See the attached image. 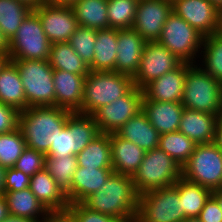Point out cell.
<instances>
[{"instance_id": "19", "label": "cell", "mask_w": 222, "mask_h": 222, "mask_svg": "<svg viewBox=\"0 0 222 222\" xmlns=\"http://www.w3.org/2000/svg\"><path fill=\"white\" fill-rule=\"evenodd\" d=\"M85 78L86 76L63 70H54L55 106L71 112H78L83 101Z\"/></svg>"}, {"instance_id": "43", "label": "cell", "mask_w": 222, "mask_h": 222, "mask_svg": "<svg viewBox=\"0 0 222 222\" xmlns=\"http://www.w3.org/2000/svg\"><path fill=\"white\" fill-rule=\"evenodd\" d=\"M20 112L0 102V134L18 128Z\"/></svg>"}, {"instance_id": "20", "label": "cell", "mask_w": 222, "mask_h": 222, "mask_svg": "<svg viewBox=\"0 0 222 222\" xmlns=\"http://www.w3.org/2000/svg\"><path fill=\"white\" fill-rule=\"evenodd\" d=\"M217 120V115L184 108L178 131L196 144L213 143Z\"/></svg>"}, {"instance_id": "51", "label": "cell", "mask_w": 222, "mask_h": 222, "mask_svg": "<svg viewBox=\"0 0 222 222\" xmlns=\"http://www.w3.org/2000/svg\"><path fill=\"white\" fill-rule=\"evenodd\" d=\"M17 1H21V2L25 3L26 5H28L32 9H35L36 7H38L39 5L42 4L41 0H17Z\"/></svg>"}, {"instance_id": "57", "label": "cell", "mask_w": 222, "mask_h": 222, "mask_svg": "<svg viewBox=\"0 0 222 222\" xmlns=\"http://www.w3.org/2000/svg\"><path fill=\"white\" fill-rule=\"evenodd\" d=\"M220 33H222V14H221V22H220Z\"/></svg>"}, {"instance_id": "6", "label": "cell", "mask_w": 222, "mask_h": 222, "mask_svg": "<svg viewBox=\"0 0 222 222\" xmlns=\"http://www.w3.org/2000/svg\"><path fill=\"white\" fill-rule=\"evenodd\" d=\"M19 70L27 108L55 106L53 71L48 60H12Z\"/></svg>"}, {"instance_id": "46", "label": "cell", "mask_w": 222, "mask_h": 222, "mask_svg": "<svg viewBox=\"0 0 222 222\" xmlns=\"http://www.w3.org/2000/svg\"><path fill=\"white\" fill-rule=\"evenodd\" d=\"M219 149L222 150V115L218 117L215 129V138L213 142Z\"/></svg>"}, {"instance_id": "14", "label": "cell", "mask_w": 222, "mask_h": 222, "mask_svg": "<svg viewBox=\"0 0 222 222\" xmlns=\"http://www.w3.org/2000/svg\"><path fill=\"white\" fill-rule=\"evenodd\" d=\"M172 11L203 36L220 31L222 11L210 0H172Z\"/></svg>"}, {"instance_id": "25", "label": "cell", "mask_w": 222, "mask_h": 222, "mask_svg": "<svg viewBox=\"0 0 222 222\" xmlns=\"http://www.w3.org/2000/svg\"><path fill=\"white\" fill-rule=\"evenodd\" d=\"M0 102L22 112L27 109L19 70L12 60L0 71Z\"/></svg>"}, {"instance_id": "9", "label": "cell", "mask_w": 222, "mask_h": 222, "mask_svg": "<svg viewBox=\"0 0 222 222\" xmlns=\"http://www.w3.org/2000/svg\"><path fill=\"white\" fill-rule=\"evenodd\" d=\"M185 219L179 193L174 185L139 195L135 222H183Z\"/></svg>"}, {"instance_id": "13", "label": "cell", "mask_w": 222, "mask_h": 222, "mask_svg": "<svg viewBox=\"0 0 222 222\" xmlns=\"http://www.w3.org/2000/svg\"><path fill=\"white\" fill-rule=\"evenodd\" d=\"M182 61L157 41L146 42L136 74L134 86L143 89L151 81L177 68Z\"/></svg>"}, {"instance_id": "53", "label": "cell", "mask_w": 222, "mask_h": 222, "mask_svg": "<svg viewBox=\"0 0 222 222\" xmlns=\"http://www.w3.org/2000/svg\"><path fill=\"white\" fill-rule=\"evenodd\" d=\"M212 196L218 201L219 207L222 211V190L213 191Z\"/></svg>"}, {"instance_id": "1", "label": "cell", "mask_w": 222, "mask_h": 222, "mask_svg": "<svg viewBox=\"0 0 222 222\" xmlns=\"http://www.w3.org/2000/svg\"><path fill=\"white\" fill-rule=\"evenodd\" d=\"M139 194L132 176L113 172L105 184L82 203L93 211L107 214L123 222H135Z\"/></svg>"}, {"instance_id": "55", "label": "cell", "mask_w": 222, "mask_h": 222, "mask_svg": "<svg viewBox=\"0 0 222 222\" xmlns=\"http://www.w3.org/2000/svg\"><path fill=\"white\" fill-rule=\"evenodd\" d=\"M222 11V0H210Z\"/></svg>"}, {"instance_id": "18", "label": "cell", "mask_w": 222, "mask_h": 222, "mask_svg": "<svg viewBox=\"0 0 222 222\" xmlns=\"http://www.w3.org/2000/svg\"><path fill=\"white\" fill-rule=\"evenodd\" d=\"M146 41L132 28L118 29L116 72L133 77L141 61Z\"/></svg>"}, {"instance_id": "41", "label": "cell", "mask_w": 222, "mask_h": 222, "mask_svg": "<svg viewBox=\"0 0 222 222\" xmlns=\"http://www.w3.org/2000/svg\"><path fill=\"white\" fill-rule=\"evenodd\" d=\"M76 222H123L115 217L93 211L83 203H72L67 208Z\"/></svg>"}, {"instance_id": "21", "label": "cell", "mask_w": 222, "mask_h": 222, "mask_svg": "<svg viewBox=\"0 0 222 222\" xmlns=\"http://www.w3.org/2000/svg\"><path fill=\"white\" fill-rule=\"evenodd\" d=\"M29 188L48 211L66 210L70 204L66 193L45 168L31 176Z\"/></svg>"}, {"instance_id": "37", "label": "cell", "mask_w": 222, "mask_h": 222, "mask_svg": "<svg viewBox=\"0 0 222 222\" xmlns=\"http://www.w3.org/2000/svg\"><path fill=\"white\" fill-rule=\"evenodd\" d=\"M139 0H108L107 15L109 27L113 29L132 28Z\"/></svg>"}, {"instance_id": "22", "label": "cell", "mask_w": 222, "mask_h": 222, "mask_svg": "<svg viewBox=\"0 0 222 222\" xmlns=\"http://www.w3.org/2000/svg\"><path fill=\"white\" fill-rule=\"evenodd\" d=\"M183 110L182 103L177 102H142V111L160 135L178 131Z\"/></svg>"}, {"instance_id": "34", "label": "cell", "mask_w": 222, "mask_h": 222, "mask_svg": "<svg viewBox=\"0 0 222 222\" xmlns=\"http://www.w3.org/2000/svg\"><path fill=\"white\" fill-rule=\"evenodd\" d=\"M200 65L211 77L222 83V33L204 36Z\"/></svg>"}, {"instance_id": "7", "label": "cell", "mask_w": 222, "mask_h": 222, "mask_svg": "<svg viewBox=\"0 0 222 222\" xmlns=\"http://www.w3.org/2000/svg\"><path fill=\"white\" fill-rule=\"evenodd\" d=\"M204 36L173 11L164 23L158 43L180 61L196 64L200 58Z\"/></svg>"}, {"instance_id": "4", "label": "cell", "mask_w": 222, "mask_h": 222, "mask_svg": "<svg viewBox=\"0 0 222 222\" xmlns=\"http://www.w3.org/2000/svg\"><path fill=\"white\" fill-rule=\"evenodd\" d=\"M181 103L184 108L219 117L222 115V83L208 75L198 63H187Z\"/></svg>"}, {"instance_id": "11", "label": "cell", "mask_w": 222, "mask_h": 222, "mask_svg": "<svg viewBox=\"0 0 222 222\" xmlns=\"http://www.w3.org/2000/svg\"><path fill=\"white\" fill-rule=\"evenodd\" d=\"M50 45L38 15L32 10L9 41V59L48 60Z\"/></svg>"}, {"instance_id": "5", "label": "cell", "mask_w": 222, "mask_h": 222, "mask_svg": "<svg viewBox=\"0 0 222 222\" xmlns=\"http://www.w3.org/2000/svg\"><path fill=\"white\" fill-rule=\"evenodd\" d=\"M182 176V167L159 147L145 152L142 163L132 176L139 195L162 187L173 186Z\"/></svg>"}, {"instance_id": "8", "label": "cell", "mask_w": 222, "mask_h": 222, "mask_svg": "<svg viewBox=\"0 0 222 222\" xmlns=\"http://www.w3.org/2000/svg\"><path fill=\"white\" fill-rule=\"evenodd\" d=\"M182 177L213 191L222 189V150L214 143L196 144L182 166Z\"/></svg>"}, {"instance_id": "27", "label": "cell", "mask_w": 222, "mask_h": 222, "mask_svg": "<svg viewBox=\"0 0 222 222\" xmlns=\"http://www.w3.org/2000/svg\"><path fill=\"white\" fill-rule=\"evenodd\" d=\"M112 168H87L76 169L72 183V203H82L88 196L96 192L101 184L113 173Z\"/></svg>"}, {"instance_id": "31", "label": "cell", "mask_w": 222, "mask_h": 222, "mask_svg": "<svg viewBox=\"0 0 222 222\" xmlns=\"http://www.w3.org/2000/svg\"><path fill=\"white\" fill-rule=\"evenodd\" d=\"M179 193L181 208L186 218H198L212 191L197 183L186 180L182 176L174 184Z\"/></svg>"}, {"instance_id": "2", "label": "cell", "mask_w": 222, "mask_h": 222, "mask_svg": "<svg viewBox=\"0 0 222 222\" xmlns=\"http://www.w3.org/2000/svg\"><path fill=\"white\" fill-rule=\"evenodd\" d=\"M72 113L56 106L28 107L20 112L18 128L26 147L46 154Z\"/></svg>"}, {"instance_id": "39", "label": "cell", "mask_w": 222, "mask_h": 222, "mask_svg": "<svg viewBox=\"0 0 222 222\" xmlns=\"http://www.w3.org/2000/svg\"><path fill=\"white\" fill-rule=\"evenodd\" d=\"M96 36V29L79 26L69 40L72 48L88 66L92 64L94 58Z\"/></svg>"}, {"instance_id": "26", "label": "cell", "mask_w": 222, "mask_h": 222, "mask_svg": "<svg viewBox=\"0 0 222 222\" xmlns=\"http://www.w3.org/2000/svg\"><path fill=\"white\" fill-rule=\"evenodd\" d=\"M9 215L41 222L49 212L36 198L30 188L20 191L3 192Z\"/></svg>"}, {"instance_id": "44", "label": "cell", "mask_w": 222, "mask_h": 222, "mask_svg": "<svg viewBox=\"0 0 222 222\" xmlns=\"http://www.w3.org/2000/svg\"><path fill=\"white\" fill-rule=\"evenodd\" d=\"M198 219L201 222H222V211L218 201L212 195L206 201Z\"/></svg>"}, {"instance_id": "12", "label": "cell", "mask_w": 222, "mask_h": 222, "mask_svg": "<svg viewBox=\"0 0 222 222\" xmlns=\"http://www.w3.org/2000/svg\"><path fill=\"white\" fill-rule=\"evenodd\" d=\"M143 90L133 86L124 96L98 109L92 116L100 133H116L130 118L142 111Z\"/></svg>"}, {"instance_id": "30", "label": "cell", "mask_w": 222, "mask_h": 222, "mask_svg": "<svg viewBox=\"0 0 222 222\" xmlns=\"http://www.w3.org/2000/svg\"><path fill=\"white\" fill-rule=\"evenodd\" d=\"M79 167L112 168L110 134L100 133L76 155Z\"/></svg>"}, {"instance_id": "56", "label": "cell", "mask_w": 222, "mask_h": 222, "mask_svg": "<svg viewBox=\"0 0 222 222\" xmlns=\"http://www.w3.org/2000/svg\"><path fill=\"white\" fill-rule=\"evenodd\" d=\"M183 222H201L198 218H186Z\"/></svg>"}, {"instance_id": "42", "label": "cell", "mask_w": 222, "mask_h": 222, "mask_svg": "<svg viewBox=\"0 0 222 222\" xmlns=\"http://www.w3.org/2000/svg\"><path fill=\"white\" fill-rule=\"evenodd\" d=\"M30 176L19 169L7 168L5 170L3 192L20 191L30 186Z\"/></svg>"}, {"instance_id": "24", "label": "cell", "mask_w": 222, "mask_h": 222, "mask_svg": "<svg viewBox=\"0 0 222 222\" xmlns=\"http://www.w3.org/2000/svg\"><path fill=\"white\" fill-rule=\"evenodd\" d=\"M116 134L146 152L157 148L160 138L159 132L151 125L143 111L130 118Z\"/></svg>"}, {"instance_id": "3", "label": "cell", "mask_w": 222, "mask_h": 222, "mask_svg": "<svg viewBox=\"0 0 222 222\" xmlns=\"http://www.w3.org/2000/svg\"><path fill=\"white\" fill-rule=\"evenodd\" d=\"M133 86V78L127 74L90 71L84 81L83 101L77 113L93 115L101 107L124 96Z\"/></svg>"}, {"instance_id": "48", "label": "cell", "mask_w": 222, "mask_h": 222, "mask_svg": "<svg viewBox=\"0 0 222 222\" xmlns=\"http://www.w3.org/2000/svg\"><path fill=\"white\" fill-rule=\"evenodd\" d=\"M0 52L9 55V41L4 37L1 29H0Z\"/></svg>"}, {"instance_id": "29", "label": "cell", "mask_w": 222, "mask_h": 222, "mask_svg": "<svg viewBox=\"0 0 222 222\" xmlns=\"http://www.w3.org/2000/svg\"><path fill=\"white\" fill-rule=\"evenodd\" d=\"M48 62L54 70H63L81 76H87L90 72L89 66L69 42L52 43Z\"/></svg>"}, {"instance_id": "40", "label": "cell", "mask_w": 222, "mask_h": 222, "mask_svg": "<svg viewBox=\"0 0 222 222\" xmlns=\"http://www.w3.org/2000/svg\"><path fill=\"white\" fill-rule=\"evenodd\" d=\"M45 154L26 147L22 155L17 159L14 164L15 169L21 170L28 176H33L36 172L44 169Z\"/></svg>"}, {"instance_id": "15", "label": "cell", "mask_w": 222, "mask_h": 222, "mask_svg": "<svg viewBox=\"0 0 222 222\" xmlns=\"http://www.w3.org/2000/svg\"><path fill=\"white\" fill-rule=\"evenodd\" d=\"M33 11L38 15L49 42H69L79 27L71 5L41 4Z\"/></svg>"}, {"instance_id": "50", "label": "cell", "mask_w": 222, "mask_h": 222, "mask_svg": "<svg viewBox=\"0 0 222 222\" xmlns=\"http://www.w3.org/2000/svg\"><path fill=\"white\" fill-rule=\"evenodd\" d=\"M3 222H38L34 220L25 219L18 216L9 215Z\"/></svg>"}, {"instance_id": "28", "label": "cell", "mask_w": 222, "mask_h": 222, "mask_svg": "<svg viewBox=\"0 0 222 222\" xmlns=\"http://www.w3.org/2000/svg\"><path fill=\"white\" fill-rule=\"evenodd\" d=\"M118 29L97 30L90 71H116Z\"/></svg>"}, {"instance_id": "23", "label": "cell", "mask_w": 222, "mask_h": 222, "mask_svg": "<svg viewBox=\"0 0 222 222\" xmlns=\"http://www.w3.org/2000/svg\"><path fill=\"white\" fill-rule=\"evenodd\" d=\"M110 145L113 171L133 176L142 163L146 151L133 142L122 139L116 133L110 134Z\"/></svg>"}, {"instance_id": "33", "label": "cell", "mask_w": 222, "mask_h": 222, "mask_svg": "<svg viewBox=\"0 0 222 222\" xmlns=\"http://www.w3.org/2000/svg\"><path fill=\"white\" fill-rule=\"evenodd\" d=\"M44 168L55 179L57 185L66 193L72 204V183L78 163L76 155L63 156L58 159L45 156Z\"/></svg>"}, {"instance_id": "52", "label": "cell", "mask_w": 222, "mask_h": 222, "mask_svg": "<svg viewBox=\"0 0 222 222\" xmlns=\"http://www.w3.org/2000/svg\"><path fill=\"white\" fill-rule=\"evenodd\" d=\"M9 55L3 52H0V71L9 61Z\"/></svg>"}, {"instance_id": "47", "label": "cell", "mask_w": 222, "mask_h": 222, "mask_svg": "<svg viewBox=\"0 0 222 222\" xmlns=\"http://www.w3.org/2000/svg\"><path fill=\"white\" fill-rule=\"evenodd\" d=\"M9 216L6 199L3 193H0V222H3Z\"/></svg>"}, {"instance_id": "17", "label": "cell", "mask_w": 222, "mask_h": 222, "mask_svg": "<svg viewBox=\"0 0 222 222\" xmlns=\"http://www.w3.org/2000/svg\"><path fill=\"white\" fill-rule=\"evenodd\" d=\"M187 63L182 62L177 68L151 81L143 90V101L181 103L184 91Z\"/></svg>"}, {"instance_id": "49", "label": "cell", "mask_w": 222, "mask_h": 222, "mask_svg": "<svg viewBox=\"0 0 222 222\" xmlns=\"http://www.w3.org/2000/svg\"><path fill=\"white\" fill-rule=\"evenodd\" d=\"M77 0H41L42 4H63L72 5Z\"/></svg>"}, {"instance_id": "36", "label": "cell", "mask_w": 222, "mask_h": 222, "mask_svg": "<svg viewBox=\"0 0 222 222\" xmlns=\"http://www.w3.org/2000/svg\"><path fill=\"white\" fill-rule=\"evenodd\" d=\"M196 143L180 131L160 135L158 147L164 150L181 167L190 159Z\"/></svg>"}, {"instance_id": "16", "label": "cell", "mask_w": 222, "mask_h": 222, "mask_svg": "<svg viewBox=\"0 0 222 222\" xmlns=\"http://www.w3.org/2000/svg\"><path fill=\"white\" fill-rule=\"evenodd\" d=\"M171 13V0H139L132 29L146 42L158 41Z\"/></svg>"}, {"instance_id": "54", "label": "cell", "mask_w": 222, "mask_h": 222, "mask_svg": "<svg viewBox=\"0 0 222 222\" xmlns=\"http://www.w3.org/2000/svg\"><path fill=\"white\" fill-rule=\"evenodd\" d=\"M5 170V168L0 166V193H3Z\"/></svg>"}, {"instance_id": "45", "label": "cell", "mask_w": 222, "mask_h": 222, "mask_svg": "<svg viewBox=\"0 0 222 222\" xmlns=\"http://www.w3.org/2000/svg\"><path fill=\"white\" fill-rule=\"evenodd\" d=\"M41 222H76L72 213L66 210L49 211Z\"/></svg>"}, {"instance_id": "38", "label": "cell", "mask_w": 222, "mask_h": 222, "mask_svg": "<svg viewBox=\"0 0 222 222\" xmlns=\"http://www.w3.org/2000/svg\"><path fill=\"white\" fill-rule=\"evenodd\" d=\"M26 148V142L19 128L0 134V166L12 168Z\"/></svg>"}, {"instance_id": "35", "label": "cell", "mask_w": 222, "mask_h": 222, "mask_svg": "<svg viewBox=\"0 0 222 222\" xmlns=\"http://www.w3.org/2000/svg\"><path fill=\"white\" fill-rule=\"evenodd\" d=\"M33 9L17 0H0V29L10 41Z\"/></svg>"}, {"instance_id": "10", "label": "cell", "mask_w": 222, "mask_h": 222, "mask_svg": "<svg viewBox=\"0 0 222 222\" xmlns=\"http://www.w3.org/2000/svg\"><path fill=\"white\" fill-rule=\"evenodd\" d=\"M99 134L98 125L92 115L73 112L45 156L58 159L77 155Z\"/></svg>"}, {"instance_id": "32", "label": "cell", "mask_w": 222, "mask_h": 222, "mask_svg": "<svg viewBox=\"0 0 222 222\" xmlns=\"http://www.w3.org/2000/svg\"><path fill=\"white\" fill-rule=\"evenodd\" d=\"M108 0H77L74 9L79 26L96 30L109 29L107 15Z\"/></svg>"}]
</instances>
